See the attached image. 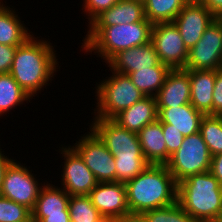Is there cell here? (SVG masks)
<instances>
[{
  "mask_svg": "<svg viewBox=\"0 0 222 222\" xmlns=\"http://www.w3.org/2000/svg\"><path fill=\"white\" fill-rule=\"evenodd\" d=\"M35 36L32 35L17 47L9 72L32 99L49 86L57 71H60L57 70L59 62L52 43Z\"/></svg>",
  "mask_w": 222,
  "mask_h": 222,
  "instance_id": "1",
  "label": "cell"
},
{
  "mask_svg": "<svg viewBox=\"0 0 222 222\" xmlns=\"http://www.w3.org/2000/svg\"><path fill=\"white\" fill-rule=\"evenodd\" d=\"M125 185L130 213L142 214L177 202V182L166 165L150 164Z\"/></svg>",
  "mask_w": 222,
  "mask_h": 222,
  "instance_id": "2",
  "label": "cell"
},
{
  "mask_svg": "<svg viewBox=\"0 0 222 222\" xmlns=\"http://www.w3.org/2000/svg\"><path fill=\"white\" fill-rule=\"evenodd\" d=\"M152 26L146 18L131 24L88 26L80 51H85L88 55L93 52V55L96 54L107 63L120 51L149 43Z\"/></svg>",
  "mask_w": 222,
  "mask_h": 222,
  "instance_id": "3",
  "label": "cell"
},
{
  "mask_svg": "<svg viewBox=\"0 0 222 222\" xmlns=\"http://www.w3.org/2000/svg\"><path fill=\"white\" fill-rule=\"evenodd\" d=\"M177 202L197 222H216L222 216V186L210 171L190 175L177 183Z\"/></svg>",
  "mask_w": 222,
  "mask_h": 222,
  "instance_id": "4",
  "label": "cell"
},
{
  "mask_svg": "<svg viewBox=\"0 0 222 222\" xmlns=\"http://www.w3.org/2000/svg\"><path fill=\"white\" fill-rule=\"evenodd\" d=\"M110 77L96 82L95 100L96 108L93 118L112 119L120 111L130 108L136 102L146 97L132 83L131 78L126 74L112 71ZM107 78V79H106Z\"/></svg>",
  "mask_w": 222,
  "mask_h": 222,
  "instance_id": "5",
  "label": "cell"
},
{
  "mask_svg": "<svg viewBox=\"0 0 222 222\" xmlns=\"http://www.w3.org/2000/svg\"><path fill=\"white\" fill-rule=\"evenodd\" d=\"M212 156L200 132L184 137L180 148L165 164L179 183L190 175L210 170Z\"/></svg>",
  "mask_w": 222,
  "mask_h": 222,
  "instance_id": "6",
  "label": "cell"
},
{
  "mask_svg": "<svg viewBox=\"0 0 222 222\" xmlns=\"http://www.w3.org/2000/svg\"><path fill=\"white\" fill-rule=\"evenodd\" d=\"M25 165L13 160L7 166L0 187V196L33 210L44 184L41 182V186L40 179L38 177L36 179V175L32 173L33 170Z\"/></svg>",
  "mask_w": 222,
  "mask_h": 222,
  "instance_id": "7",
  "label": "cell"
},
{
  "mask_svg": "<svg viewBox=\"0 0 222 222\" xmlns=\"http://www.w3.org/2000/svg\"><path fill=\"white\" fill-rule=\"evenodd\" d=\"M72 147L79 153L85 165L94 174L98 183L116 182V165L114 156L105 144L91 130L80 136Z\"/></svg>",
  "mask_w": 222,
  "mask_h": 222,
  "instance_id": "8",
  "label": "cell"
},
{
  "mask_svg": "<svg viewBox=\"0 0 222 222\" xmlns=\"http://www.w3.org/2000/svg\"><path fill=\"white\" fill-rule=\"evenodd\" d=\"M222 68V18H215L201 39L188 51L184 69L218 70Z\"/></svg>",
  "mask_w": 222,
  "mask_h": 222,
  "instance_id": "9",
  "label": "cell"
},
{
  "mask_svg": "<svg viewBox=\"0 0 222 222\" xmlns=\"http://www.w3.org/2000/svg\"><path fill=\"white\" fill-rule=\"evenodd\" d=\"M151 42L160 62L170 69H184L188 49L174 22L157 23L152 26Z\"/></svg>",
  "mask_w": 222,
  "mask_h": 222,
  "instance_id": "10",
  "label": "cell"
},
{
  "mask_svg": "<svg viewBox=\"0 0 222 222\" xmlns=\"http://www.w3.org/2000/svg\"><path fill=\"white\" fill-rule=\"evenodd\" d=\"M59 153L62 155L61 164V188L69 195H89L91 190L97 185V180L91 170L85 165L79 153L69 144L61 145Z\"/></svg>",
  "mask_w": 222,
  "mask_h": 222,
  "instance_id": "11",
  "label": "cell"
},
{
  "mask_svg": "<svg viewBox=\"0 0 222 222\" xmlns=\"http://www.w3.org/2000/svg\"><path fill=\"white\" fill-rule=\"evenodd\" d=\"M92 120L89 128L113 156L143 155L136 133L121 127L112 119L93 118Z\"/></svg>",
  "mask_w": 222,
  "mask_h": 222,
  "instance_id": "12",
  "label": "cell"
},
{
  "mask_svg": "<svg viewBox=\"0 0 222 222\" xmlns=\"http://www.w3.org/2000/svg\"><path fill=\"white\" fill-rule=\"evenodd\" d=\"M88 196L100 214L110 221L130 213L125 183H97Z\"/></svg>",
  "mask_w": 222,
  "mask_h": 222,
  "instance_id": "13",
  "label": "cell"
},
{
  "mask_svg": "<svg viewBox=\"0 0 222 222\" xmlns=\"http://www.w3.org/2000/svg\"><path fill=\"white\" fill-rule=\"evenodd\" d=\"M216 17L201 3H186L174 23L188 51L201 39Z\"/></svg>",
  "mask_w": 222,
  "mask_h": 222,
  "instance_id": "14",
  "label": "cell"
},
{
  "mask_svg": "<svg viewBox=\"0 0 222 222\" xmlns=\"http://www.w3.org/2000/svg\"><path fill=\"white\" fill-rule=\"evenodd\" d=\"M160 63L154 44L150 41L145 45L118 52L106 64L112 71L128 75L140 69H150Z\"/></svg>",
  "mask_w": 222,
  "mask_h": 222,
  "instance_id": "15",
  "label": "cell"
},
{
  "mask_svg": "<svg viewBox=\"0 0 222 222\" xmlns=\"http://www.w3.org/2000/svg\"><path fill=\"white\" fill-rule=\"evenodd\" d=\"M190 78L185 69H171L155 96L157 108H174L190 103Z\"/></svg>",
  "mask_w": 222,
  "mask_h": 222,
  "instance_id": "16",
  "label": "cell"
},
{
  "mask_svg": "<svg viewBox=\"0 0 222 222\" xmlns=\"http://www.w3.org/2000/svg\"><path fill=\"white\" fill-rule=\"evenodd\" d=\"M185 70L189 72L191 105L204 115H213L216 70Z\"/></svg>",
  "mask_w": 222,
  "mask_h": 222,
  "instance_id": "17",
  "label": "cell"
},
{
  "mask_svg": "<svg viewBox=\"0 0 222 222\" xmlns=\"http://www.w3.org/2000/svg\"><path fill=\"white\" fill-rule=\"evenodd\" d=\"M112 120L128 131L137 134L147 124L158 120L156 98L146 96L130 108L120 111Z\"/></svg>",
  "mask_w": 222,
  "mask_h": 222,
  "instance_id": "18",
  "label": "cell"
},
{
  "mask_svg": "<svg viewBox=\"0 0 222 222\" xmlns=\"http://www.w3.org/2000/svg\"><path fill=\"white\" fill-rule=\"evenodd\" d=\"M204 114L197 111L191 103L174 108H158V120L169 124L186 137L200 131V124Z\"/></svg>",
  "mask_w": 222,
  "mask_h": 222,
  "instance_id": "19",
  "label": "cell"
},
{
  "mask_svg": "<svg viewBox=\"0 0 222 222\" xmlns=\"http://www.w3.org/2000/svg\"><path fill=\"white\" fill-rule=\"evenodd\" d=\"M145 19L144 3L140 0H119L110 9L103 11L88 26H112L131 24Z\"/></svg>",
  "mask_w": 222,
  "mask_h": 222,
  "instance_id": "20",
  "label": "cell"
},
{
  "mask_svg": "<svg viewBox=\"0 0 222 222\" xmlns=\"http://www.w3.org/2000/svg\"><path fill=\"white\" fill-rule=\"evenodd\" d=\"M141 150L144 158L153 165L167 163V147L159 120L147 124L138 133Z\"/></svg>",
  "mask_w": 222,
  "mask_h": 222,
  "instance_id": "21",
  "label": "cell"
},
{
  "mask_svg": "<svg viewBox=\"0 0 222 222\" xmlns=\"http://www.w3.org/2000/svg\"><path fill=\"white\" fill-rule=\"evenodd\" d=\"M6 5L0 0V44L20 46L34 33L20 20L21 17L17 14L19 12Z\"/></svg>",
  "mask_w": 222,
  "mask_h": 222,
  "instance_id": "22",
  "label": "cell"
},
{
  "mask_svg": "<svg viewBox=\"0 0 222 222\" xmlns=\"http://www.w3.org/2000/svg\"><path fill=\"white\" fill-rule=\"evenodd\" d=\"M69 198L70 195L63 188L48 181L44 182L32 210V217H48V215L63 214V211H69Z\"/></svg>",
  "mask_w": 222,
  "mask_h": 222,
  "instance_id": "23",
  "label": "cell"
},
{
  "mask_svg": "<svg viewBox=\"0 0 222 222\" xmlns=\"http://www.w3.org/2000/svg\"><path fill=\"white\" fill-rule=\"evenodd\" d=\"M171 69L160 63L150 69H140L128 74L132 83L145 96L155 97L163 86L165 78Z\"/></svg>",
  "mask_w": 222,
  "mask_h": 222,
  "instance_id": "24",
  "label": "cell"
},
{
  "mask_svg": "<svg viewBox=\"0 0 222 222\" xmlns=\"http://www.w3.org/2000/svg\"><path fill=\"white\" fill-rule=\"evenodd\" d=\"M32 99L10 73L0 74V116Z\"/></svg>",
  "mask_w": 222,
  "mask_h": 222,
  "instance_id": "25",
  "label": "cell"
},
{
  "mask_svg": "<svg viewBox=\"0 0 222 222\" xmlns=\"http://www.w3.org/2000/svg\"><path fill=\"white\" fill-rule=\"evenodd\" d=\"M145 18L153 25L173 22L178 16L185 0H144Z\"/></svg>",
  "mask_w": 222,
  "mask_h": 222,
  "instance_id": "26",
  "label": "cell"
},
{
  "mask_svg": "<svg viewBox=\"0 0 222 222\" xmlns=\"http://www.w3.org/2000/svg\"><path fill=\"white\" fill-rule=\"evenodd\" d=\"M199 132L211 156L222 153V116L204 115Z\"/></svg>",
  "mask_w": 222,
  "mask_h": 222,
  "instance_id": "27",
  "label": "cell"
},
{
  "mask_svg": "<svg viewBox=\"0 0 222 222\" xmlns=\"http://www.w3.org/2000/svg\"><path fill=\"white\" fill-rule=\"evenodd\" d=\"M68 210L70 222H99L103 218L88 195H70Z\"/></svg>",
  "mask_w": 222,
  "mask_h": 222,
  "instance_id": "28",
  "label": "cell"
},
{
  "mask_svg": "<svg viewBox=\"0 0 222 222\" xmlns=\"http://www.w3.org/2000/svg\"><path fill=\"white\" fill-rule=\"evenodd\" d=\"M116 182L126 183L143 172L150 163L143 155L114 156Z\"/></svg>",
  "mask_w": 222,
  "mask_h": 222,
  "instance_id": "29",
  "label": "cell"
},
{
  "mask_svg": "<svg viewBox=\"0 0 222 222\" xmlns=\"http://www.w3.org/2000/svg\"><path fill=\"white\" fill-rule=\"evenodd\" d=\"M146 222H197L178 203L142 213Z\"/></svg>",
  "mask_w": 222,
  "mask_h": 222,
  "instance_id": "30",
  "label": "cell"
},
{
  "mask_svg": "<svg viewBox=\"0 0 222 222\" xmlns=\"http://www.w3.org/2000/svg\"><path fill=\"white\" fill-rule=\"evenodd\" d=\"M0 222H32V210L0 196Z\"/></svg>",
  "mask_w": 222,
  "mask_h": 222,
  "instance_id": "31",
  "label": "cell"
},
{
  "mask_svg": "<svg viewBox=\"0 0 222 222\" xmlns=\"http://www.w3.org/2000/svg\"><path fill=\"white\" fill-rule=\"evenodd\" d=\"M119 0H83L82 10L83 14H86L89 25L98 15L103 11L110 9Z\"/></svg>",
  "mask_w": 222,
  "mask_h": 222,
  "instance_id": "32",
  "label": "cell"
},
{
  "mask_svg": "<svg viewBox=\"0 0 222 222\" xmlns=\"http://www.w3.org/2000/svg\"><path fill=\"white\" fill-rule=\"evenodd\" d=\"M167 147V162L183 143L184 136L175 128H169V124L161 123Z\"/></svg>",
  "mask_w": 222,
  "mask_h": 222,
  "instance_id": "33",
  "label": "cell"
},
{
  "mask_svg": "<svg viewBox=\"0 0 222 222\" xmlns=\"http://www.w3.org/2000/svg\"><path fill=\"white\" fill-rule=\"evenodd\" d=\"M17 47L0 44V74L10 72Z\"/></svg>",
  "mask_w": 222,
  "mask_h": 222,
  "instance_id": "34",
  "label": "cell"
},
{
  "mask_svg": "<svg viewBox=\"0 0 222 222\" xmlns=\"http://www.w3.org/2000/svg\"><path fill=\"white\" fill-rule=\"evenodd\" d=\"M213 115L222 116V68L216 70L213 92Z\"/></svg>",
  "mask_w": 222,
  "mask_h": 222,
  "instance_id": "35",
  "label": "cell"
},
{
  "mask_svg": "<svg viewBox=\"0 0 222 222\" xmlns=\"http://www.w3.org/2000/svg\"><path fill=\"white\" fill-rule=\"evenodd\" d=\"M209 171L219 180L222 186V153L212 156Z\"/></svg>",
  "mask_w": 222,
  "mask_h": 222,
  "instance_id": "36",
  "label": "cell"
},
{
  "mask_svg": "<svg viewBox=\"0 0 222 222\" xmlns=\"http://www.w3.org/2000/svg\"><path fill=\"white\" fill-rule=\"evenodd\" d=\"M32 222H70L69 211H63V214L48 215V217H32Z\"/></svg>",
  "mask_w": 222,
  "mask_h": 222,
  "instance_id": "37",
  "label": "cell"
},
{
  "mask_svg": "<svg viewBox=\"0 0 222 222\" xmlns=\"http://www.w3.org/2000/svg\"><path fill=\"white\" fill-rule=\"evenodd\" d=\"M200 3L216 18H222V0H202Z\"/></svg>",
  "mask_w": 222,
  "mask_h": 222,
  "instance_id": "38",
  "label": "cell"
},
{
  "mask_svg": "<svg viewBox=\"0 0 222 222\" xmlns=\"http://www.w3.org/2000/svg\"><path fill=\"white\" fill-rule=\"evenodd\" d=\"M111 222H146L143 214L128 213L118 218L111 220Z\"/></svg>",
  "mask_w": 222,
  "mask_h": 222,
  "instance_id": "39",
  "label": "cell"
},
{
  "mask_svg": "<svg viewBox=\"0 0 222 222\" xmlns=\"http://www.w3.org/2000/svg\"><path fill=\"white\" fill-rule=\"evenodd\" d=\"M1 150L2 148L0 147V187H1L2 180H3L4 173L6 171L7 166L14 160V158L12 157L9 158L4 150L2 151ZM4 154H6V156Z\"/></svg>",
  "mask_w": 222,
  "mask_h": 222,
  "instance_id": "40",
  "label": "cell"
},
{
  "mask_svg": "<svg viewBox=\"0 0 222 222\" xmlns=\"http://www.w3.org/2000/svg\"><path fill=\"white\" fill-rule=\"evenodd\" d=\"M186 3H200L202 0H185Z\"/></svg>",
  "mask_w": 222,
  "mask_h": 222,
  "instance_id": "41",
  "label": "cell"
},
{
  "mask_svg": "<svg viewBox=\"0 0 222 222\" xmlns=\"http://www.w3.org/2000/svg\"><path fill=\"white\" fill-rule=\"evenodd\" d=\"M99 222H111L109 219L103 217Z\"/></svg>",
  "mask_w": 222,
  "mask_h": 222,
  "instance_id": "42",
  "label": "cell"
},
{
  "mask_svg": "<svg viewBox=\"0 0 222 222\" xmlns=\"http://www.w3.org/2000/svg\"><path fill=\"white\" fill-rule=\"evenodd\" d=\"M216 222H222V218H219Z\"/></svg>",
  "mask_w": 222,
  "mask_h": 222,
  "instance_id": "43",
  "label": "cell"
}]
</instances>
